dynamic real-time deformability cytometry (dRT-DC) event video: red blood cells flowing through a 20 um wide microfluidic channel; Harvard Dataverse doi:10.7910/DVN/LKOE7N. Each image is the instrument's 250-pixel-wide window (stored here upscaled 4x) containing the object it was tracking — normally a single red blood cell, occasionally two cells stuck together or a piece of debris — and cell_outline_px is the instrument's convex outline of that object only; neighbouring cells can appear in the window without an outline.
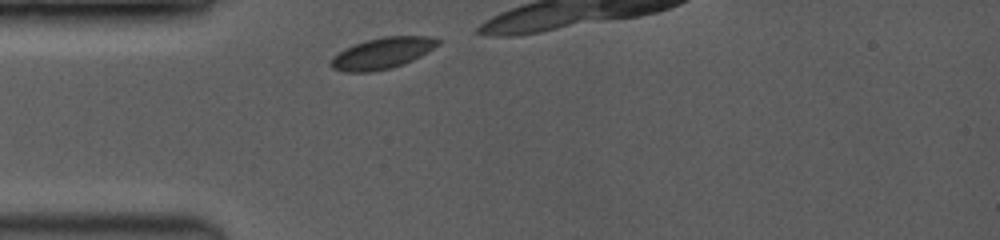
{"species": "common noctule bat (a hibernating species)", "species_latin": "Nyctalus noctula", "temperature_condition": "room temperature", "stored_images_in_passage": 1, "camera_frame_rate_fps": 3500, "um_per_image_px": 0.085, "animal": {"sex": "female", "body_mass_g": 19.0, "forearm_length_mm": 53.3}, "frame": {"image": 1, "passage_image": 1, "time_ms": 0.0, "image_size_px": [1000, 240], "cell_outline_px": [[440, 44], [420, 56], [412, 60], [388, 68], [368, 72], [344, 72], [332, 68], [328, 64], [328, 60], [332, 56], [344, 48], [364, 40], [384, 36], [436, 36], [440, 40]], "centroid_in_image_um": [32.44, 4.5], "position_along_channel_um": 52.6, "area_um2": 19.59}}